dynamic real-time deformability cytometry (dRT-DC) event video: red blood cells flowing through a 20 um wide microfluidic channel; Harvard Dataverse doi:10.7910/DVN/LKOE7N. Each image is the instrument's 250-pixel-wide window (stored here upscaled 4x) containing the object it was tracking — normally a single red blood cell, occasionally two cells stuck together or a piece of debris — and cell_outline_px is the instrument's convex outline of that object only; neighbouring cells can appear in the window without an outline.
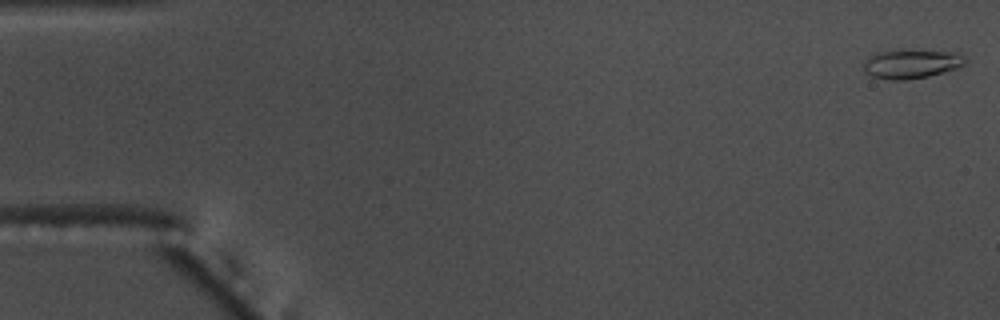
{"species": "common noctule bat (a hibernating species)", "species_latin": "Nyctalus noctula", "temperature_condition": "warm", "stored_images_in_passage": 55, "camera_frame_rate_fps": 3000, "um_per_image_px": 0.085, "animal": {"sex": "male", "body_mass_g": 17.5, "forearm_length_mm": 52.3}, "frame": {"image": 1, "passage_image": 1, "time_ms": 0.0, "image_size_px": [1000, 320], "cell_outline_px": [[968, 60], [964, 64], [956, 68], [928, 76], [904, 80], [892, 80], [872, 76], [864, 72], [864, 64], [868, 56], [876, 52], [900, 48], [956, 52]], "centroid_in_image_um": [77.44, 5.39], "position_along_channel_um": 7.6, "area_um2": 17.57}}
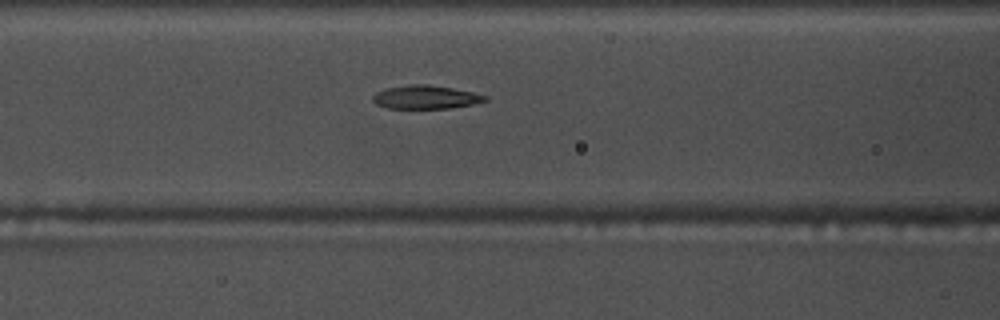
{"frame": {"image": 2, "passage_image": 23, "time_ms": 7.333, "image_size_px": [1000, 320], "cell_outline_px": [[488, 100], [472, 104], [448, 108], [388, 108], [376, 104], [372, 100], [372, 96], [376, 92], [388, 88], [408, 84], [428, 84], [452, 88], [472, 92], [488, 96]], "centroid_in_image_um": [36.17, 8.25], "position_along_channel_um": 130.4, "area_um2": 15.26}}
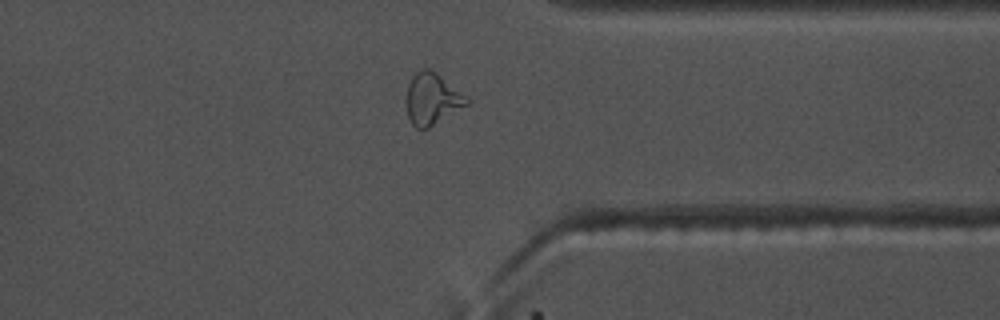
{"frame": {"image": 3, "passage_image": 43, "time_ms": 14.0, "image_size_px": [1000, 320], "cell_outline_px": [[472, 100], [468, 104], [428, 128], [416, 128], [412, 124], [408, 116], [408, 84], [412, 76], [420, 68], [428, 68], [436, 72]], "centroid_in_image_um": [36.76, 8.38], "position_along_channel_um": 374.6, "area_um2": 17.86}, "authors_computed_cell_mechanics": {"area_um2": 16.0684, "velocity_mm_per_s": 3.7244, "shape_relaxation_time_tau1_ms": 3.7429, "shape_relaxation_time_tau2_ms": 1.9213, "deformation_change_tau1": 0.1915, "deformation_change_tau2": 0.1118}}